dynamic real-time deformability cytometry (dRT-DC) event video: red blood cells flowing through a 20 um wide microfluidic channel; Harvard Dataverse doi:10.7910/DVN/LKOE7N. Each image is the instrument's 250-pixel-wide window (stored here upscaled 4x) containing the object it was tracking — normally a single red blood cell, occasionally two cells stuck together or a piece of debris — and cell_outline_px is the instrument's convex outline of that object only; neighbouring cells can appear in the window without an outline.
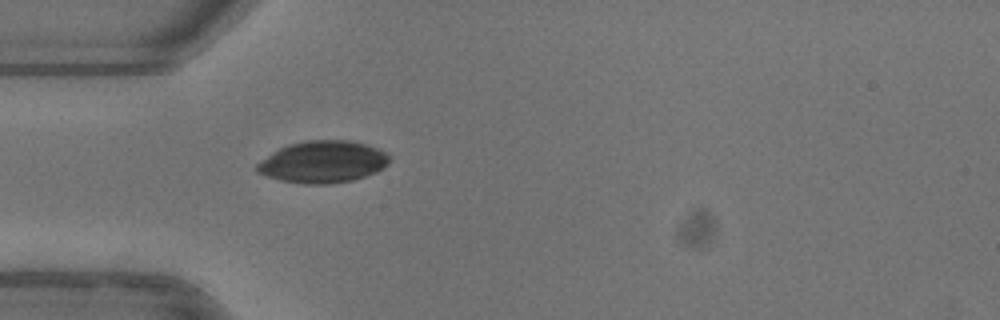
{"species": "common noctule bat (a hibernating species)", "species_latin": "Nyctalus noctula", "temperature_condition": "warm", "stored_images_in_passage": 37, "camera_frame_rate_fps": 3000, "um_per_image_px": 0.085, "animal": {"sex": "female"}, "frame": {"image": 1, "passage_image": 1, "time_ms": 0.0, "image_size_px": [1000, 320], "cell_outline_px": [[392, 160], [384, 168], [376, 172], [352, 180], [324, 184], [308, 184], [280, 180], [256, 172], [256, 164], [272, 152], [280, 148], [304, 140], [352, 140], [388, 152], [392, 156]], "centroid_in_image_um": [27.49, 13.75], "position_along_channel_um": 57.5, "area_um2": 32.37}}
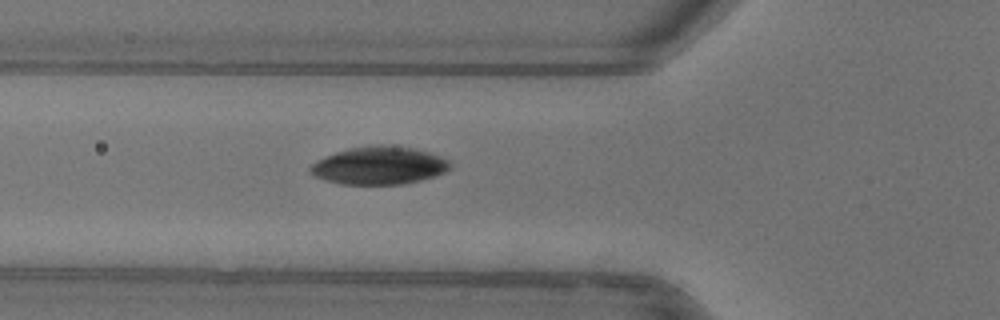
{"frame": {"image": 2, "passage_image": 4, "time_ms": 1.0, "image_size_px": [1000, 320], "cell_outline_px": [[452, 164], [444, 172], [420, 180], [404, 184], [340, 184], [316, 176], [308, 168], [312, 164], [324, 156], [348, 148], [368, 144], [388, 144], [412, 148], [428, 152], [440, 156], [448, 160]], "centroid_in_image_um": [32.22, 14.05], "position_along_channel_um": 93.6, "area_um2": 30.75}}
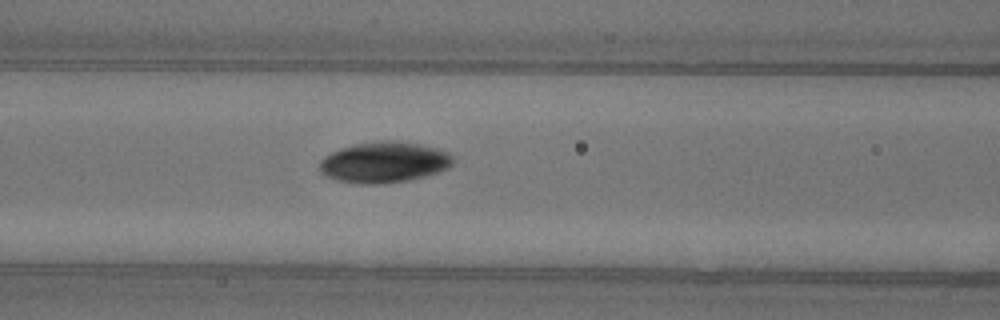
{"frame": {"image": 3, "passage_image": 7, "time_ms": 2.0, "image_size_px": [1000, 320], "cell_outline_px": [[452, 164], [448, 168], [424, 176], [408, 180], [376, 184], [364, 184], [340, 180], [328, 176], [320, 172], [320, 160], [324, 156], [340, 148], [356, 144], [380, 140], [400, 140], [440, 148], [452, 152]], "centroid_in_image_um": [32.69, 13.76], "position_along_channel_um": 133.9, "area_um2": 31.79}}